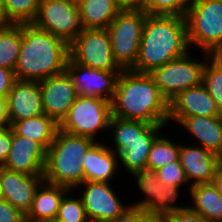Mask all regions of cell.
<instances>
[{
  "instance_id": "1f68e13d",
  "label": "cell",
  "mask_w": 222,
  "mask_h": 222,
  "mask_svg": "<svg viewBox=\"0 0 222 222\" xmlns=\"http://www.w3.org/2000/svg\"><path fill=\"white\" fill-rule=\"evenodd\" d=\"M193 0H147L146 13L185 17Z\"/></svg>"
},
{
  "instance_id": "b9f144b4",
  "label": "cell",
  "mask_w": 222,
  "mask_h": 222,
  "mask_svg": "<svg viewBox=\"0 0 222 222\" xmlns=\"http://www.w3.org/2000/svg\"><path fill=\"white\" fill-rule=\"evenodd\" d=\"M10 127L7 96H0V129Z\"/></svg>"
},
{
  "instance_id": "7c38bea8",
  "label": "cell",
  "mask_w": 222,
  "mask_h": 222,
  "mask_svg": "<svg viewBox=\"0 0 222 222\" xmlns=\"http://www.w3.org/2000/svg\"><path fill=\"white\" fill-rule=\"evenodd\" d=\"M80 189V190H79ZM111 183L84 181L74 191L84 205L89 222H112L131 204L123 203Z\"/></svg>"
},
{
  "instance_id": "4316f807",
  "label": "cell",
  "mask_w": 222,
  "mask_h": 222,
  "mask_svg": "<svg viewBox=\"0 0 222 222\" xmlns=\"http://www.w3.org/2000/svg\"><path fill=\"white\" fill-rule=\"evenodd\" d=\"M152 125L141 120L122 119L111 116L109 132L108 135L106 134V137L111 138L109 139L110 141L108 140V147L119 155L128 148V144L140 138ZM111 141H113L112 144Z\"/></svg>"
},
{
  "instance_id": "7dc6e473",
  "label": "cell",
  "mask_w": 222,
  "mask_h": 222,
  "mask_svg": "<svg viewBox=\"0 0 222 222\" xmlns=\"http://www.w3.org/2000/svg\"><path fill=\"white\" fill-rule=\"evenodd\" d=\"M44 222H61V221H59L58 219H52V220H47V221H44Z\"/></svg>"
},
{
  "instance_id": "30bf717a",
  "label": "cell",
  "mask_w": 222,
  "mask_h": 222,
  "mask_svg": "<svg viewBox=\"0 0 222 222\" xmlns=\"http://www.w3.org/2000/svg\"><path fill=\"white\" fill-rule=\"evenodd\" d=\"M69 57L85 67L123 71L113 57L107 29H83L69 44Z\"/></svg>"
},
{
  "instance_id": "ee69618b",
  "label": "cell",
  "mask_w": 222,
  "mask_h": 222,
  "mask_svg": "<svg viewBox=\"0 0 222 222\" xmlns=\"http://www.w3.org/2000/svg\"><path fill=\"white\" fill-rule=\"evenodd\" d=\"M213 183L217 187L219 193L222 195V172L219 169L217 170Z\"/></svg>"
},
{
  "instance_id": "44dd1931",
  "label": "cell",
  "mask_w": 222,
  "mask_h": 222,
  "mask_svg": "<svg viewBox=\"0 0 222 222\" xmlns=\"http://www.w3.org/2000/svg\"><path fill=\"white\" fill-rule=\"evenodd\" d=\"M177 124L184 128L183 132L190 134L187 139L191 136L192 142L193 139L195 143L198 141L196 145L218 156L222 154V116L184 117Z\"/></svg>"
},
{
  "instance_id": "f546056e",
  "label": "cell",
  "mask_w": 222,
  "mask_h": 222,
  "mask_svg": "<svg viewBox=\"0 0 222 222\" xmlns=\"http://www.w3.org/2000/svg\"><path fill=\"white\" fill-rule=\"evenodd\" d=\"M40 0H3L5 14L11 24H30L37 17Z\"/></svg>"
},
{
  "instance_id": "ab89813d",
  "label": "cell",
  "mask_w": 222,
  "mask_h": 222,
  "mask_svg": "<svg viewBox=\"0 0 222 222\" xmlns=\"http://www.w3.org/2000/svg\"><path fill=\"white\" fill-rule=\"evenodd\" d=\"M205 53L207 61L222 72V44L210 47Z\"/></svg>"
},
{
  "instance_id": "2e32d148",
  "label": "cell",
  "mask_w": 222,
  "mask_h": 222,
  "mask_svg": "<svg viewBox=\"0 0 222 222\" xmlns=\"http://www.w3.org/2000/svg\"><path fill=\"white\" fill-rule=\"evenodd\" d=\"M43 180V175H27L0 166L2 198L25 215L30 210L35 191Z\"/></svg>"
},
{
  "instance_id": "5bb4252c",
  "label": "cell",
  "mask_w": 222,
  "mask_h": 222,
  "mask_svg": "<svg viewBox=\"0 0 222 222\" xmlns=\"http://www.w3.org/2000/svg\"><path fill=\"white\" fill-rule=\"evenodd\" d=\"M39 85L44 114L59 124L78 97L71 77L65 71L40 80Z\"/></svg>"
},
{
  "instance_id": "e0dca14e",
  "label": "cell",
  "mask_w": 222,
  "mask_h": 222,
  "mask_svg": "<svg viewBox=\"0 0 222 222\" xmlns=\"http://www.w3.org/2000/svg\"><path fill=\"white\" fill-rule=\"evenodd\" d=\"M46 150L31 138L12 130V145L3 167L27 175H43Z\"/></svg>"
},
{
  "instance_id": "4fadbf2b",
  "label": "cell",
  "mask_w": 222,
  "mask_h": 222,
  "mask_svg": "<svg viewBox=\"0 0 222 222\" xmlns=\"http://www.w3.org/2000/svg\"><path fill=\"white\" fill-rule=\"evenodd\" d=\"M71 77L78 96L103 98L112 102L117 81L122 71H106L75 63L70 57L66 70Z\"/></svg>"
},
{
  "instance_id": "74e56055",
  "label": "cell",
  "mask_w": 222,
  "mask_h": 222,
  "mask_svg": "<svg viewBox=\"0 0 222 222\" xmlns=\"http://www.w3.org/2000/svg\"><path fill=\"white\" fill-rule=\"evenodd\" d=\"M12 145V128L0 129V166L6 162Z\"/></svg>"
},
{
  "instance_id": "52a82bcc",
  "label": "cell",
  "mask_w": 222,
  "mask_h": 222,
  "mask_svg": "<svg viewBox=\"0 0 222 222\" xmlns=\"http://www.w3.org/2000/svg\"><path fill=\"white\" fill-rule=\"evenodd\" d=\"M130 177L136 179L134 180L136 184L133 186L136 185L142 195L144 193L139 201L130 202V204L141 208L153 219H162L169 212L188 207L187 202L186 204L179 203L180 197L182 199L188 193L182 196L180 195L181 188L165 185L158 179L156 170L146 166L133 172Z\"/></svg>"
},
{
  "instance_id": "7bdbcfd3",
  "label": "cell",
  "mask_w": 222,
  "mask_h": 222,
  "mask_svg": "<svg viewBox=\"0 0 222 222\" xmlns=\"http://www.w3.org/2000/svg\"><path fill=\"white\" fill-rule=\"evenodd\" d=\"M9 25H11V23L5 14L3 0H0V28L7 27Z\"/></svg>"
},
{
  "instance_id": "8fae6325",
  "label": "cell",
  "mask_w": 222,
  "mask_h": 222,
  "mask_svg": "<svg viewBox=\"0 0 222 222\" xmlns=\"http://www.w3.org/2000/svg\"><path fill=\"white\" fill-rule=\"evenodd\" d=\"M33 24L61 38L68 45L83 30L79 5L69 0H40Z\"/></svg>"
},
{
  "instance_id": "f6af8a7d",
  "label": "cell",
  "mask_w": 222,
  "mask_h": 222,
  "mask_svg": "<svg viewBox=\"0 0 222 222\" xmlns=\"http://www.w3.org/2000/svg\"><path fill=\"white\" fill-rule=\"evenodd\" d=\"M218 169L222 172V154L219 155Z\"/></svg>"
},
{
  "instance_id": "484cf974",
  "label": "cell",
  "mask_w": 222,
  "mask_h": 222,
  "mask_svg": "<svg viewBox=\"0 0 222 222\" xmlns=\"http://www.w3.org/2000/svg\"><path fill=\"white\" fill-rule=\"evenodd\" d=\"M10 127L17 135L31 138L47 150L55 139L59 124L51 117L42 114L16 121Z\"/></svg>"
},
{
  "instance_id": "277c9868",
  "label": "cell",
  "mask_w": 222,
  "mask_h": 222,
  "mask_svg": "<svg viewBox=\"0 0 222 222\" xmlns=\"http://www.w3.org/2000/svg\"><path fill=\"white\" fill-rule=\"evenodd\" d=\"M96 141L85 136L57 131L54 141L46 150L44 180L75 189L84 182L83 159Z\"/></svg>"
},
{
  "instance_id": "e575fe53",
  "label": "cell",
  "mask_w": 222,
  "mask_h": 222,
  "mask_svg": "<svg viewBox=\"0 0 222 222\" xmlns=\"http://www.w3.org/2000/svg\"><path fill=\"white\" fill-rule=\"evenodd\" d=\"M161 220L163 222H209L189 207L169 212Z\"/></svg>"
},
{
  "instance_id": "ac0fdd59",
  "label": "cell",
  "mask_w": 222,
  "mask_h": 222,
  "mask_svg": "<svg viewBox=\"0 0 222 222\" xmlns=\"http://www.w3.org/2000/svg\"><path fill=\"white\" fill-rule=\"evenodd\" d=\"M182 141L179 160L191 186L213 183L217 170L219 156L213 152Z\"/></svg>"
},
{
  "instance_id": "8d00e7d4",
  "label": "cell",
  "mask_w": 222,
  "mask_h": 222,
  "mask_svg": "<svg viewBox=\"0 0 222 222\" xmlns=\"http://www.w3.org/2000/svg\"><path fill=\"white\" fill-rule=\"evenodd\" d=\"M152 220L153 218L147 212L131 205L112 222H151Z\"/></svg>"
},
{
  "instance_id": "60d3db41",
  "label": "cell",
  "mask_w": 222,
  "mask_h": 222,
  "mask_svg": "<svg viewBox=\"0 0 222 222\" xmlns=\"http://www.w3.org/2000/svg\"><path fill=\"white\" fill-rule=\"evenodd\" d=\"M121 10H141L146 13L147 0H116Z\"/></svg>"
},
{
  "instance_id": "7a4b0ae2",
  "label": "cell",
  "mask_w": 222,
  "mask_h": 222,
  "mask_svg": "<svg viewBox=\"0 0 222 222\" xmlns=\"http://www.w3.org/2000/svg\"><path fill=\"white\" fill-rule=\"evenodd\" d=\"M189 51L185 17L148 14L136 64L131 70L150 73L153 69L182 57Z\"/></svg>"
},
{
  "instance_id": "d6a6232c",
  "label": "cell",
  "mask_w": 222,
  "mask_h": 222,
  "mask_svg": "<svg viewBox=\"0 0 222 222\" xmlns=\"http://www.w3.org/2000/svg\"><path fill=\"white\" fill-rule=\"evenodd\" d=\"M156 172L158 179L167 186L182 188L183 192L185 190L189 192V189L192 187L187 180L185 171L179 159L173 162H169L164 167L156 170Z\"/></svg>"
},
{
  "instance_id": "d590c367",
  "label": "cell",
  "mask_w": 222,
  "mask_h": 222,
  "mask_svg": "<svg viewBox=\"0 0 222 222\" xmlns=\"http://www.w3.org/2000/svg\"><path fill=\"white\" fill-rule=\"evenodd\" d=\"M0 222H26V215L0 198Z\"/></svg>"
},
{
  "instance_id": "bcb514c9",
  "label": "cell",
  "mask_w": 222,
  "mask_h": 222,
  "mask_svg": "<svg viewBox=\"0 0 222 222\" xmlns=\"http://www.w3.org/2000/svg\"><path fill=\"white\" fill-rule=\"evenodd\" d=\"M70 2H73V3H76V4H79L81 3L83 0H69Z\"/></svg>"
},
{
  "instance_id": "6da1fadb",
  "label": "cell",
  "mask_w": 222,
  "mask_h": 222,
  "mask_svg": "<svg viewBox=\"0 0 222 222\" xmlns=\"http://www.w3.org/2000/svg\"><path fill=\"white\" fill-rule=\"evenodd\" d=\"M112 116L168 124L169 102L149 73L123 70L111 102Z\"/></svg>"
},
{
  "instance_id": "7402d4cb",
  "label": "cell",
  "mask_w": 222,
  "mask_h": 222,
  "mask_svg": "<svg viewBox=\"0 0 222 222\" xmlns=\"http://www.w3.org/2000/svg\"><path fill=\"white\" fill-rule=\"evenodd\" d=\"M69 190L67 187L43 180L35 191L32 206L26 214V222H44L55 219L60 203Z\"/></svg>"
},
{
  "instance_id": "c3c4849f",
  "label": "cell",
  "mask_w": 222,
  "mask_h": 222,
  "mask_svg": "<svg viewBox=\"0 0 222 222\" xmlns=\"http://www.w3.org/2000/svg\"><path fill=\"white\" fill-rule=\"evenodd\" d=\"M151 222H161V219H153Z\"/></svg>"
},
{
  "instance_id": "f35d334b",
  "label": "cell",
  "mask_w": 222,
  "mask_h": 222,
  "mask_svg": "<svg viewBox=\"0 0 222 222\" xmlns=\"http://www.w3.org/2000/svg\"><path fill=\"white\" fill-rule=\"evenodd\" d=\"M16 81L15 72L0 67V96H7Z\"/></svg>"
},
{
  "instance_id": "603a6c76",
  "label": "cell",
  "mask_w": 222,
  "mask_h": 222,
  "mask_svg": "<svg viewBox=\"0 0 222 222\" xmlns=\"http://www.w3.org/2000/svg\"><path fill=\"white\" fill-rule=\"evenodd\" d=\"M166 126L168 124H153L140 138L128 144V148L118 155L120 170L124 168L130 176L146 167L153 142L164 132L163 129H168Z\"/></svg>"
},
{
  "instance_id": "ffe728a7",
  "label": "cell",
  "mask_w": 222,
  "mask_h": 222,
  "mask_svg": "<svg viewBox=\"0 0 222 222\" xmlns=\"http://www.w3.org/2000/svg\"><path fill=\"white\" fill-rule=\"evenodd\" d=\"M84 181L114 183L119 171L118 154L107 141H96L83 159ZM116 176V177H114Z\"/></svg>"
},
{
  "instance_id": "9c48e42d",
  "label": "cell",
  "mask_w": 222,
  "mask_h": 222,
  "mask_svg": "<svg viewBox=\"0 0 222 222\" xmlns=\"http://www.w3.org/2000/svg\"><path fill=\"white\" fill-rule=\"evenodd\" d=\"M147 15L141 10H121L107 28L113 57L123 70L136 64Z\"/></svg>"
},
{
  "instance_id": "cb8c5ba5",
  "label": "cell",
  "mask_w": 222,
  "mask_h": 222,
  "mask_svg": "<svg viewBox=\"0 0 222 222\" xmlns=\"http://www.w3.org/2000/svg\"><path fill=\"white\" fill-rule=\"evenodd\" d=\"M186 198L191 200L188 207L207 221L222 222V195L214 183L193 185Z\"/></svg>"
},
{
  "instance_id": "f1b7e54d",
  "label": "cell",
  "mask_w": 222,
  "mask_h": 222,
  "mask_svg": "<svg viewBox=\"0 0 222 222\" xmlns=\"http://www.w3.org/2000/svg\"><path fill=\"white\" fill-rule=\"evenodd\" d=\"M164 134V135H163ZM163 132L154 142L148 154L146 166L154 170L179 159L181 142L167 138Z\"/></svg>"
},
{
  "instance_id": "d4e9b609",
  "label": "cell",
  "mask_w": 222,
  "mask_h": 222,
  "mask_svg": "<svg viewBox=\"0 0 222 222\" xmlns=\"http://www.w3.org/2000/svg\"><path fill=\"white\" fill-rule=\"evenodd\" d=\"M78 5L83 29H107L121 11L116 0H83Z\"/></svg>"
},
{
  "instance_id": "836d02e7",
  "label": "cell",
  "mask_w": 222,
  "mask_h": 222,
  "mask_svg": "<svg viewBox=\"0 0 222 222\" xmlns=\"http://www.w3.org/2000/svg\"><path fill=\"white\" fill-rule=\"evenodd\" d=\"M203 84L222 112V72L208 61L204 68Z\"/></svg>"
},
{
  "instance_id": "5b68a950",
  "label": "cell",
  "mask_w": 222,
  "mask_h": 222,
  "mask_svg": "<svg viewBox=\"0 0 222 222\" xmlns=\"http://www.w3.org/2000/svg\"><path fill=\"white\" fill-rule=\"evenodd\" d=\"M111 116V102L99 97L78 96L59 123V130L71 135L89 137L95 141H105ZM100 132H103L104 136L100 135ZM100 136L104 138L100 140Z\"/></svg>"
},
{
  "instance_id": "ba28073f",
  "label": "cell",
  "mask_w": 222,
  "mask_h": 222,
  "mask_svg": "<svg viewBox=\"0 0 222 222\" xmlns=\"http://www.w3.org/2000/svg\"><path fill=\"white\" fill-rule=\"evenodd\" d=\"M192 52L193 50H190L184 56L167 62L149 73L168 102L180 92L203 83L206 53L201 51L200 60L195 59Z\"/></svg>"
},
{
  "instance_id": "3957f363",
  "label": "cell",
  "mask_w": 222,
  "mask_h": 222,
  "mask_svg": "<svg viewBox=\"0 0 222 222\" xmlns=\"http://www.w3.org/2000/svg\"><path fill=\"white\" fill-rule=\"evenodd\" d=\"M69 45L33 23L22 24L16 80L40 81L65 72Z\"/></svg>"
},
{
  "instance_id": "4dcf8cb0",
  "label": "cell",
  "mask_w": 222,
  "mask_h": 222,
  "mask_svg": "<svg viewBox=\"0 0 222 222\" xmlns=\"http://www.w3.org/2000/svg\"><path fill=\"white\" fill-rule=\"evenodd\" d=\"M73 192L75 191L70 189L64 195L56 219L61 222H89L80 196L76 197Z\"/></svg>"
},
{
  "instance_id": "83f0119b",
  "label": "cell",
  "mask_w": 222,
  "mask_h": 222,
  "mask_svg": "<svg viewBox=\"0 0 222 222\" xmlns=\"http://www.w3.org/2000/svg\"><path fill=\"white\" fill-rule=\"evenodd\" d=\"M22 42V24L0 28V67L15 70Z\"/></svg>"
},
{
  "instance_id": "9a60e30c",
  "label": "cell",
  "mask_w": 222,
  "mask_h": 222,
  "mask_svg": "<svg viewBox=\"0 0 222 222\" xmlns=\"http://www.w3.org/2000/svg\"><path fill=\"white\" fill-rule=\"evenodd\" d=\"M192 116H222L203 83L180 92L169 102L168 125L177 124L184 117Z\"/></svg>"
},
{
  "instance_id": "d6986e66",
  "label": "cell",
  "mask_w": 222,
  "mask_h": 222,
  "mask_svg": "<svg viewBox=\"0 0 222 222\" xmlns=\"http://www.w3.org/2000/svg\"><path fill=\"white\" fill-rule=\"evenodd\" d=\"M7 105L10 126L44 114L39 81L16 80L7 95Z\"/></svg>"
},
{
  "instance_id": "8992f818",
  "label": "cell",
  "mask_w": 222,
  "mask_h": 222,
  "mask_svg": "<svg viewBox=\"0 0 222 222\" xmlns=\"http://www.w3.org/2000/svg\"><path fill=\"white\" fill-rule=\"evenodd\" d=\"M185 19L191 50L206 52L222 44V0H193Z\"/></svg>"
}]
</instances>
